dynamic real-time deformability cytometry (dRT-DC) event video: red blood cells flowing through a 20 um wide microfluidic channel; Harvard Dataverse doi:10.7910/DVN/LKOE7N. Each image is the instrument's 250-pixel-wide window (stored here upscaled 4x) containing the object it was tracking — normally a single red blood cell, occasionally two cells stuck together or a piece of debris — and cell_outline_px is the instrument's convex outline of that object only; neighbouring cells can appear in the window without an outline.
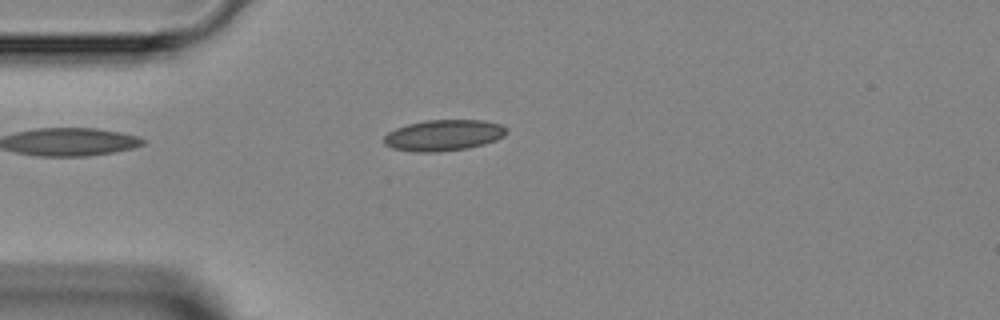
{"species": "Egyptian fruit bat (a non-hibernating species)", "species_latin": "Rousettus aegyptiacus", "temperature_condition": "room temperature", "stored_images_in_passage": 3, "camera_frame_rate_fps": 3000, "um_per_image_px": 0.085, "animal": {"sex": "female"}, "frame": {"image": 1, "passage_image": 3, "time_ms": 2.333, "image_size_px": [1000, 320], "cell_outline_px": [[508, 132], [504, 136], [496, 140], [484, 144], [468, 148], [436, 152], [412, 152], [392, 148], [384, 144], [384, 136], [388, 132], [396, 128], [408, 124], [424, 120], [484, 120], [500, 124], [508, 128]], "centroid_in_image_um": [37.71, 11.5], "position_along_channel_um": 47.3, "area_um2": 22.37}}